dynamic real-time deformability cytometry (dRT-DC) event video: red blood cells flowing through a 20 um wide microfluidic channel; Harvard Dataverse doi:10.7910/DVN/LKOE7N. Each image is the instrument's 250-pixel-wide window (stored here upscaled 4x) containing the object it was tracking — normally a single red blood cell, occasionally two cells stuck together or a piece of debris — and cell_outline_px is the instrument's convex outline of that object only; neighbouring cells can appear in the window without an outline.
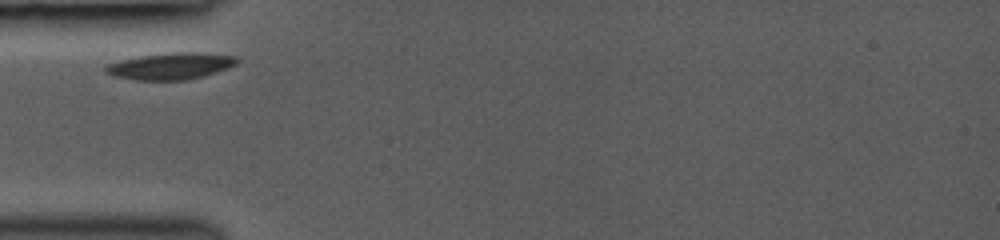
{"species": "common noctule bat (a hibernating species)", "species_latin": "Nyctalus noctula", "temperature_condition": "room temperature", "stored_images_in_passage": 39, "camera_frame_rate_fps": 3000, "um_per_image_px": 0.085, "animal": {"sex": "female", "body_mass_g": 19.0, "forearm_length_mm": 53.3}, "frame": {"image": 1, "passage_image": 1, "time_ms": 0.0, "image_size_px": [1000, 240], "cell_outline_px": [[240, 60], [236, 64], [228, 68], [204, 76], [188, 80], [136, 80], [112, 76], [104, 72], [104, 68], [108, 64], [120, 60], [140, 56], [172, 52], [196, 52], [236, 56]], "centroid_in_image_um": [14.5, 5.62], "position_along_channel_um": 70.5, "area_um2": 20.52}}
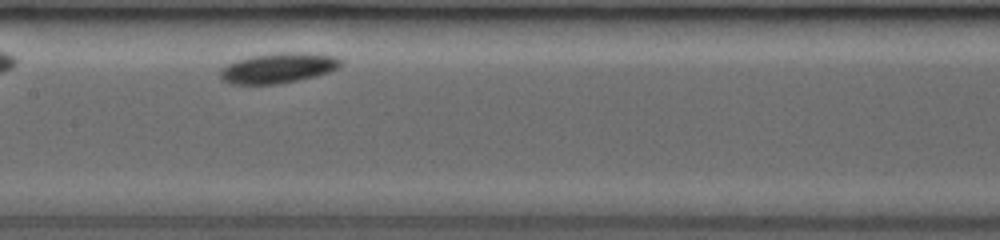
{"frame": {"image": 2, "passage_image": 12, "time_ms": 3.0, "image_size_px": [1000, 240], "cell_outline_px": [[344, 60], [336, 68], [328, 72], [316, 76], [276, 84], [228, 84], [220, 76], [220, 68], [236, 60], [252, 56], [276, 52], [304, 52], [336, 56]], "centroid_in_image_um": [23.64, 5.77], "position_along_channel_um": 183.8, "area_um2": 21.21}}
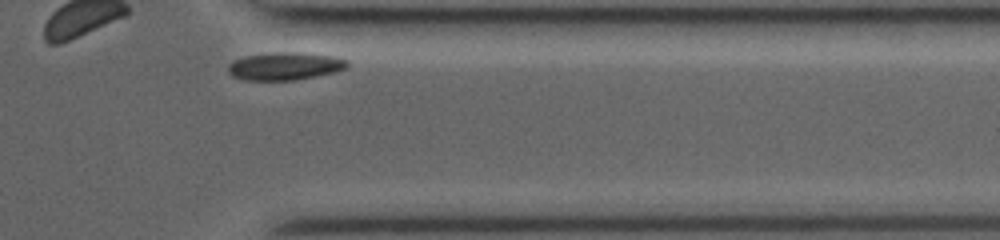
{"frame": {"image": 3, "passage_image": 35, "time_ms": 8.333, "image_size_px": [1000, 240], "cell_outline_px": [[348, 68], [336, 72], [316, 76], [292, 80], [244, 80], [232, 76], [228, 72], [228, 64], [232, 60], [244, 56], [276, 52], [296, 52], [336, 56], [348, 60]], "centroid_in_image_um": [24.22, 5.62], "position_along_channel_um": 387.2, "area_um2": 19.48}}